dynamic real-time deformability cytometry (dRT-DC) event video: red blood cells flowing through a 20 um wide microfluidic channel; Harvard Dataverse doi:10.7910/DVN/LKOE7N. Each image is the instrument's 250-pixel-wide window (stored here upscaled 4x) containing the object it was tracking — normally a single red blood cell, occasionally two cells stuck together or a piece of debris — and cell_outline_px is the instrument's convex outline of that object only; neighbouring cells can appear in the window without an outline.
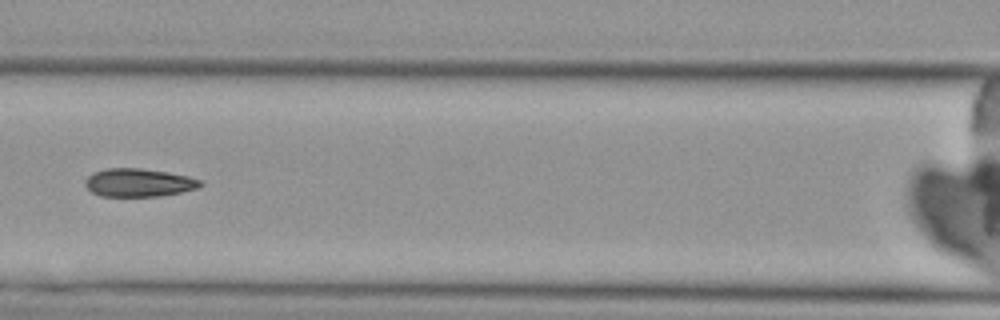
{"species": "Egyptian fruit bat (a non-hibernating species)", "species_latin": "Rousettus aegyptiacus", "temperature_condition": "cold", "stored_images_in_passage": 8, "camera_frame_rate_fps": 3000, "um_per_image_px": 0.085, "animal": {"sex": "female"}, "frame": {"image": 1, "passage_image": 5, "time_ms": 4.667, "image_size_px": [1000, 320], "cell_outline_px": [[204, 184], [200, 188], [160, 196], [100, 196], [92, 192], [84, 184], [84, 180], [92, 172], [104, 168], [140, 168], [168, 172], [188, 176], [200, 180]], "centroid_in_image_um": [11.78, 15.52], "position_along_channel_um": 154.8, "area_um2": 19.07}}
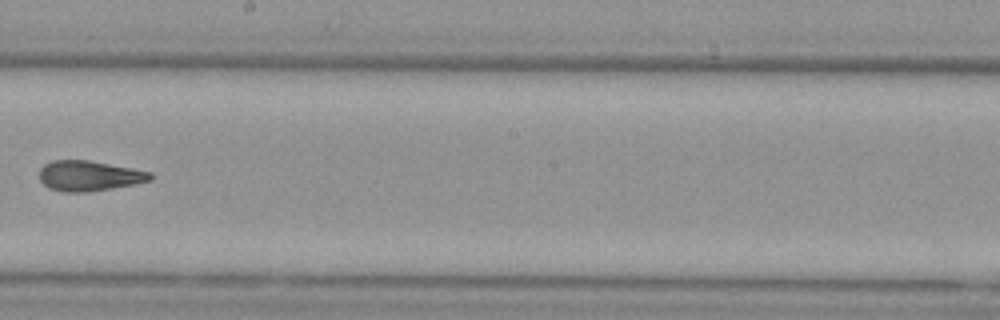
{"frame": {"image": 2, "passage_image": 7, "time_ms": 7.0, "image_size_px": [1000, 320], "cell_outline_px": [[152, 180], [136, 184], [88, 192], [60, 192], [48, 188], [40, 180], [40, 168], [44, 164], [52, 160], [88, 160], [132, 168], [152, 172]], "centroid_in_image_um": [7.57, 14.95], "position_along_channel_um": 240.6, "area_um2": 19.71}}
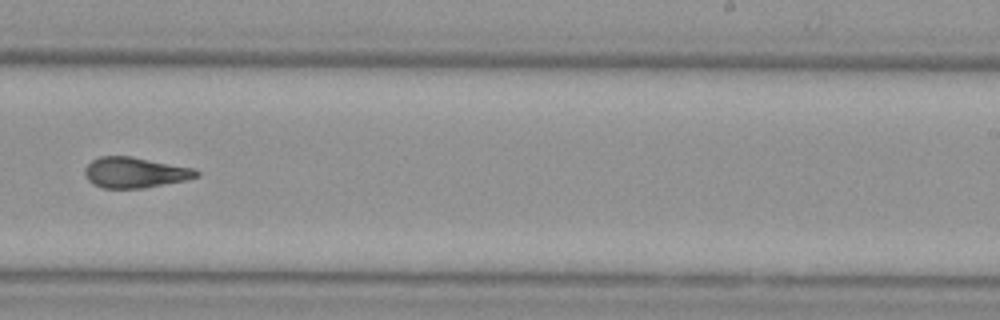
{"frame": {"image": 3, "passage_image": 8, "time_ms": 8.0, "image_size_px": [1000, 320], "cell_outline_px": [[200, 176], [184, 180], [144, 188], [104, 188], [92, 184], [88, 180], [84, 172], [84, 168], [92, 160], [100, 156], [132, 156], [196, 168], [200, 172]], "centroid_in_image_um": [11.49, 14.65], "position_along_channel_um": 277.5, "area_um2": 20.06}}